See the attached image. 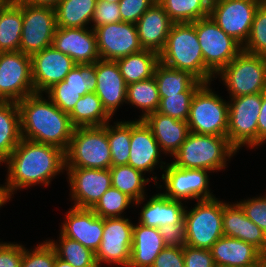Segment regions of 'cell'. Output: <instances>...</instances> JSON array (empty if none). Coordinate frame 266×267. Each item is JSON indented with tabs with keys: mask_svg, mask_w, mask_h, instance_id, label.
Wrapping results in <instances>:
<instances>
[{
	"mask_svg": "<svg viewBox=\"0 0 266 267\" xmlns=\"http://www.w3.org/2000/svg\"><path fill=\"white\" fill-rule=\"evenodd\" d=\"M3 163L8 168L5 184L11 196L18 189L36 184L48 187L56 175L66 170L65 151L25 138Z\"/></svg>",
	"mask_w": 266,
	"mask_h": 267,
	"instance_id": "obj_1",
	"label": "cell"
},
{
	"mask_svg": "<svg viewBox=\"0 0 266 267\" xmlns=\"http://www.w3.org/2000/svg\"><path fill=\"white\" fill-rule=\"evenodd\" d=\"M18 107L22 138L67 150L75 129L67 113L43 97V93L25 97Z\"/></svg>",
	"mask_w": 266,
	"mask_h": 267,
	"instance_id": "obj_2",
	"label": "cell"
},
{
	"mask_svg": "<svg viewBox=\"0 0 266 267\" xmlns=\"http://www.w3.org/2000/svg\"><path fill=\"white\" fill-rule=\"evenodd\" d=\"M159 60L168 67L189 71L203 83H209L215 78L204 65L201 46L192 23L172 25Z\"/></svg>",
	"mask_w": 266,
	"mask_h": 267,
	"instance_id": "obj_3",
	"label": "cell"
},
{
	"mask_svg": "<svg viewBox=\"0 0 266 267\" xmlns=\"http://www.w3.org/2000/svg\"><path fill=\"white\" fill-rule=\"evenodd\" d=\"M237 150L225 136L195 134L190 132L178 151L172 156L173 165L185 169L220 171ZM230 158V159H229Z\"/></svg>",
	"mask_w": 266,
	"mask_h": 267,
	"instance_id": "obj_4",
	"label": "cell"
},
{
	"mask_svg": "<svg viewBox=\"0 0 266 267\" xmlns=\"http://www.w3.org/2000/svg\"><path fill=\"white\" fill-rule=\"evenodd\" d=\"M111 166L107 123L99 127L75 128L65 151V167L110 169Z\"/></svg>",
	"mask_w": 266,
	"mask_h": 267,
	"instance_id": "obj_5",
	"label": "cell"
},
{
	"mask_svg": "<svg viewBox=\"0 0 266 267\" xmlns=\"http://www.w3.org/2000/svg\"><path fill=\"white\" fill-rule=\"evenodd\" d=\"M216 197L198 200L191 210L185 209L186 245L210 250L223 234V207Z\"/></svg>",
	"mask_w": 266,
	"mask_h": 267,
	"instance_id": "obj_6",
	"label": "cell"
},
{
	"mask_svg": "<svg viewBox=\"0 0 266 267\" xmlns=\"http://www.w3.org/2000/svg\"><path fill=\"white\" fill-rule=\"evenodd\" d=\"M203 83L195 92L187 120L189 130L195 134L227 137L228 103Z\"/></svg>",
	"mask_w": 266,
	"mask_h": 267,
	"instance_id": "obj_7",
	"label": "cell"
},
{
	"mask_svg": "<svg viewBox=\"0 0 266 267\" xmlns=\"http://www.w3.org/2000/svg\"><path fill=\"white\" fill-rule=\"evenodd\" d=\"M216 76L222 79L230 98L265 92L266 57L242 50Z\"/></svg>",
	"mask_w": 266,
	"mask_h": 267,
	"instance_id": "obj_8",
	"label": "cell"
},
{
	"mask_svg": "<svg viewBox=\"0 0 266 267\" xmlns=\"http://www.w3.org/2000/svg\"><path fill=\"white\" fill-rule=\"evenodd\" d=\"M201 46L204 65L216 78L241 51L242 46L208 16L192 23Z\"/></svg>",
	"mask_w": 266,
	"mask_h": 267,
	"instance_id": "obj_9",
	"label": "cell"
},
{
	"mask_svg": "<svg viewBox=\"0 0 266 267\" xmlns=\"http://www.w3.org/2000/svg\"><path fill=\"white\" fill-rule=\"evenodd\" d=\"M228 103L227 138L238 151L247 146H258V117L262 104V93L230 98Z\"/></svg>",
	"mask_w": 266,
	"mask_h": 267,
	"instance_id": "obj_10",
	"label": "cell"
},
{
	"mask_svg": "<svg viewBox=\"0 0 266 267\" xmlns=\"http://www.w3.org/2000/svg\"><path fill=\"white\" fill-rule=\"evenodd\" d=\"M261 4L260 0H215L210 4L209 16L243 47Z\"/></svg>",
	"mask_w": 266,
	"mask_h": 267,
	"instance_id": "obj_11",
	"label": "cell"
},
{
	"mask_svg": "<svg viewBox=\"0 0 266 267\" xmlns=\"http://www.w3.org/2000/svg\"><path fill=\"white\" fill-rule=\"evenodd\" d=\"M32 94L31 56L20 51L0 52V101L18 103Z\"/></svg>",
	"mask_w": 266,
	"mask_h": 267,
	"instance_id": "obj_12",
	"label": "cell"
},
{
	"mask_svg": "<svg viewBox=\"0 0 266 267\" xmlns=\"http://www.w3.org/2000/svg\"><path fill=\"white\" fill-rule=\"evenodd\" d=\"M22 19L20 52L32 56L52 46L57 28L54 8L22 3Z\"/></svg>",
	"mask_w": 266,
	"mask_h": 267,
	"instance_id": "obj_13",
	"label": "cell"
},
{
	"mask_svg": "<svg viewBox=\"0 0 266 267\" xmlns=\"http://www.w3.org/2000/svg\"><path fill=\"white\" fill-rule=\"evenodd\" d=\"M133 227L134 224L124 216L103 219L101 244L95 253L98 267H101L102 263L128 267L131 259Z\"/></svg>",
	"mask_w": 266,
	"mask_h": 267,
	"instance_id": "obj_14",
	"label": "cell"
},
{
	"mask_svg": "<svg viewBox=\"0 0 266 267\" xmlns=\"http://www.w3.org/2000/svg\"><path fill=\"white\" fill-rule=\"evenodd\" d=\"M164 196L172 200H207L215 198L209 189L211 171L205 169H185L167 163L163 169ZM208 172V173H207Z\"/></svg>",
	"mask_w": 266,
	"mask_h": 267,
	"instance_id": "obj_15",
	"label": "cell"
},
{
	"mask_svg": "<svg viewBox=\"0 0 266 267\" xmlns=\"http://www.w3.org/2000/svg\"><path fill=\"white\" fill-rule=\"evenodd\" d=\"M75 208L92 209L112 186L110 169L66 167Z\"/></svg>",
	"mask_w": 266,
	"mask_h": 267,
	"instance_id": "obj_16",
	"label": "cell"
},
{
	"mask_svg": "<svg viewBox=\"0 0 266 267\" xmlns=\"http://www.w3.org/2000/svg\"><path fill=\"white\" fill-rule=\"evenodd\" d=\"M102 60L116 61L143 50L135 24L117 22L93 29Z\"/></svg>",
	"mask_w": 266,
	"mask_h": 267,
	"instance_id": "obj_17",
	"label": "cell"
},
{
	"mask_svg": "<svg viewBox=\"0 0 266 267\" xmlns=\"http://www.w3.org/2000/svg\"><path fill=\"white\" fill-rule=\"evenodd\" d=\"M76 66L75 61L50 46L31 56L32 81L35 93H44L62 82Z\"/></svg>",
	"mask_w": 266,
	"mask_h": 267,
	"instance_id": "obj_18",
	"label": "cell"
},
{
	"mask_svg": "<svg viewBox=\"0 0 266 267\" xmlns=\"http://www.w3.org/2000/svg\"><path fill=\"white\" fill-rule=\"evenodd\" d=\"M52 47L71 57L76 64L95 63L100 60L95 32L91 27H57Z\"/></svg>",
	"mask_w": 266,
	"mask_h": 267,
	"instance_id": "obj_19",
	"label": "cell"
},
{
	"mask_svg": "<svg viewBox=\"0 0 266 267\" xmlns=\"http://www.w3.org/2000/svg\"><path fill=\"white\" fill-rule=\"evenodd\" d=\"M161 148L155 139L151 129L143 120L131 121V141L130 155L128 165L135 169L152 173L156 166L160 163V169H164L167 165L164 161H160ZM163 164V165H162Z\"/></svg>",
	"mask_w": 266,
	"mask_h": 267,
	"instance_id": "obj_20",
	"label": "cell"
},
{
	"mask_svg": "<svg viewBox=\"0 0 266 267\" xmlns=\"http://www.w3.org/2000/svg\"><path fill=\"white\" fill-rule=\"evenodd\" d=\"M69 210L66 213V220L61 225L60 233L96 253L103 235V218L92 209L71 207Z\"/></svg>",
	"mask_w": 266,
	"mask_h": 267,
	"instance_id": "obj_21",
	"label": "cell"
},
{
	"mask_svg": "<svg viewBox=\"0 0 266 267\" xmlns=\"http://www.w3.org/2000/svg\"><path fill=\"white\" fill-rule=\"evenodd\" d=\"M97 85L95 93L106 112L113 117L117 108L126 103L127 85L116 61L98 60L95 62Z\"/></svg>",
	"mask_w": 266,
	"mask_h": 267,
	"instance_id": "obj_22",
	"label": "cell"
},
{
	"mask_svg": "<svg viewBox=\"0 0 266 267\" xmlns=\"http://www.w3.org/2000/svg\"><path fill=\"white\" fill-rule=\"evenodd\" d=\"M216 267H257L266 257L243 240L220 237L211 247Z\"/></svg>",
	"mask_w": 266,
	"mask_h": 267,
	"instance_id": "obj_23",
	"label": "cell"
},
{
	"mask_svg": "<svg viewBox=\"0 0 266 267\" xmlns=\"http://www.w3.org/2000/svg\"><path fill=\"white\" fill-rule=\"evenodd\" d=\"M173 24L163 7L155 2L135 24L143 49L160 54Z\"/></svg>",
	"mask_w": 266,
	"mask_h": 267,
	"instance_id": "obj_24",
	"label": "cell"
},
{
	"mask_svg": "<svg viewBox=\"0 0 266 267\" xmlns=\"http://www.w3.org/2000/svg\"><path fill=\"white\" fill-rule=\"evenodd\" d=\"M223 234L252 244L266 257V233L246 217L237 202L223 207Z\"/></svg>",
	"mask_w": 266,
	"mask_h": 267,
	"instance_id": "obj_25",
	"label": "cell"
},
{
	"mask_svg": "<svg viewBox=\"0 0 266 267\" xmlns=\"http://www.w3.org/2000/svg\"><path fill=\"white\" fill-rule=\"evenodd\" d=\"M151 129L162 153L173 156L190 133L187 121L154 112L142 119Z\"/></svg>",
	"mask_w": 266,
	"mask_h": 267,
	"instance_id": "obj_26",
	"label": "cell"
},
{
	"mask_svg": "<svg viewBox=\"0 0 266 267\" xmlns=\"http://www.w3.org/2000/svg\"><path fill=\"white\" fill-rule=\"evenodd\" d=\"M185 207L182 201L157 193L141 208L138 223L158 229L165 225L180 224L184 220Z\"/></svg>",
	"mask_w": 266,
	"mask_h": 267,
	"instance_id": "obj_27",
	"label": "cell"
},
{
	"mask_svg": "<svg viewBox=\"0 0 266 267\" xmlns=\"http://www.w3.org/2000/svg\"><path fill=\"white\" fill-rule=\"evenodd\" d=\"M166 247L160 230L137 223L133 227L131 259L128 267H151Z\"/></svg>",
	"mask_w": 266,
	"mask_h": 267,
	"instance_id": "obj_28",
	"label": "cell"
},
{
	"mask_svg": "<svg viewBox=\"0 0 266 267\" xmlns=\"http://www.w3.org/2000/svg\"><path fill=\"white\" fill-rule=\"evenodd\" d=\"M154 78L160 98L178 95L181 92H196L203 84L189 71L174 69L161 62L155 68Z\"/></svg>",
	"mask_w": 266,
	"mask_h": 267,
	"instance_id": "obj_29",
	"label": "cell"
},
{
	"mask_svg": "<svg viewBox=\"0 0 266 267\" xmlns=\"http://www.w3.org/2000/svg\"><path fill=\"white\" fill-rule=\"evenodd\" d=\"M111 183L112 187L118 189L122 193L130 197L134 203L138 206L146 199L145 186L150 180H155V186L157 185V175L151 178H144L142 171L133 168L130 165L111 166Z\"/></svg>",
	"mask_w": 266,
	"mask_h": 267,
	"instance_id": "obj_30",
	"label": "cell"
},
{
	"mask_svg": "<svg viewBox=\"0 0 266 267\" xmlns=\"http://www.w3.org/2000/svg\"><path fill=\"white\" fill-rule=\"evenodd\" d=\"M21 139L18 103L0 101V162L2 164L17 147Z\"/></svg>",
	"mask_w": 266,
	"mask_h": 267,
	"instance_id": "obj_31",
	"label": "cell"
},
{
	"mask_svg": "<svg viewBox=\"0 0 266 267\" xmlns=\"http://www.w3.org/2000/svg\"><path fill=\"white\" fill-rule=\"evenodd\" d=\"M120 73L126 85L154 77V71L159 60V54L143 49L116 60Z\"/></svg>",
	"mask_w": 266,
	"mask_h": 267,
	"instance_id": "obj_32",
	"label": "cell"
},
{
	"mask_svg": "<svg viewBox=\"0 0 266 267\" xmlns=\"http://www.w3.org/2000/svg\"><path fill=\"white\" fill-rule=\"evenodd\" d=\"M23 27L22 2L0 7V52H17Z\"/></svg>",
	"mask_w": 266,
	"mask_h": 267,
	"instance_id": "obj_33",
	"label": "cell"
},
{
	"mask_svg": "<svg viewBox=\"0 0 266 267\" xmlns=\"http://www.w3.org/2000/svg\"><path fill=\"white\" fill-rule=\"evenodd\" d=\"M97 1L61 0L55 8L57 27L86 28L91 24Z\"/></svg>",
	"mask_w": 266,
	"mask_h": 267,
	"instance_id": "obj_34",
	"label": "cell"
},
{
	"mask_svg": "<svg viewBox=\"0 0 266 267\" xmlns=\"http://www.w3.org/2000/svg\"><path fill=\"white\" fill-rule=\"evenodd\" d=\"M72 125L77 127H99L112 118L104 109L96 93L83 95L68 114Z\"/></svg>",
	"mask_w": 266,
	"mask_h": 267,
	"instance_id": "obj_35",
	"label": "cell"
},
{
	"mask_svg": "<svg viewBox=\"0 0 266 267\" xmlns=\"http://www.w3.org/2000/svg\"><path fill=\"white\" fill-rule=\"evenodd\" d=\"M174 23H193L209 16V0H158Z\"/></svg>",
	"mask_w": 266,
	"mask_h": 267,
	"instance_id": "obj_36",
	"label": "cell"
},
{
	"mask_svg": "<svg viewBox=\"0 0 266 267\" xmlns=\"http://www.w3.org/2000/svg\"><path fill=\"white\" fill-rule=\"evenodd\" d=\"M126 103L141 108L139 120L157 111L160 103L158 86L154 77L127 85Z\"/></svg>",
	"mask_w": 266,
	"mask_h": 267,
	"instance_id": "obj_37",
	"label": "cell"
},
{
	"mask_svg": "<svg viewBox=\"0 0 266 267\" xmlns=\"http://www.w3.org/2000/svg\"><path fill=\"white\" fill-rule=\"evenodd\" d=\"M59 239L58 242L57 240H48L54 247L58 258L70 263L73 267H98L95 253L91 249L61 233Z\"/></svg>",
	"mask_w": 266,
	"mask_h": 267,
	"instance_id": "obj_38",
	"label": "cell"
},
{
	"mask_svg": "<svg viewBox=\"0 0 266 267\" xmlns=\"http://www.w3.org/2000/svg\"><path fill=\"white\" fill-rule=\"evenodd\" d=\"M107 139L111 151L112 166L127 165L130 155L131 120L107 123Z\"/></svg>",
	"mask_w": 266,
	"mask_h": 267,
	"instance_id": "obj_39",
	"label": "cell"
},
{
	"mask_svg": "<svg viewBox=\"0 0 266 267\" xmlns=\"http://www.w3.org/2000/svg\"><path fill=\"white\" fill-rule=\"evenodd\" d=\"M97 85L95 63L76 64L62 82L54 84L50 89H73L82 91V96L95 93Z\"/></svg>",
	"mask_w": 266,
	"mask_h": 267,
	"instance_id": "obj_40",
	"label": "cell"
},
{
	"mask_svg": "<svg viewBox=\"0 0 266 267\" xmlns=\"http://www.w3.org/2000/svg\"><path fill=\"white\" fill-rule=\"evenodd\" d=\"M134 201L126 194L114 187H110L92 208V210L103 219L123 217V212L129 208Z\"/></svg>",
	"mask_w": 266,
	"mask_h": 267,
	"instance_id": "obj_41",
	"label": "cell"
},
{
	"mask_svg": "<svg viewBox=\"0 0 266 267\" xmlns=\"http://www.w3.org/2000/svg\"><path fill=\"white\" fill-rule=\"evenodd\" d=\"M242 50L266 57V3H262L258 7L252 22L249 38Z\"/></svg>",
	"mask_w": 266,
	"mask_h": 267,
	"instance_id": "obj_42",
	"label": "cell"
},
{
	"mask_svg": "<svg viewBox=\"0 0 266 267\" xmlns=\"http://www.w3.org/2000/svg\"><path fill=\"white\" fill-rule=\"evenodd\" d=\"M195 92H181L178 95H168L160 98L157 112L187 121L190 114V105Z\"/></svg>",
	"mask_w": 266,
	"mask_h": 267,
	"instance_id": "obj_43",
	"label": "cell"
},
{
	"mask_svg": "<svg viewBox=\"0 0 266 267\" xmlns=\"http://www.w3.org/2000/svg\"><path fill=\"white\" fill-rule=\"evenodd\" d=\"M56 256V251L48 240L38 244L33 251L23 246L21 267H53Z\"/></svg>",
	"mask_w": 266,
	"mask_h": 267,
	"instance_id": "obj_44",
	"label": "cell"
},
{
	"mask_svg": "<svg viewBox=\"0 0 266 267\" xmlns=\"http://www.w3.org/2000/svg\"><path fill=\"white\" fill-rule=\"evenodd\" d=\"M237 203L244 210L247 218L253 221L266 233V194L264 196L244 199Z\"/></svg>",
	"mask_w": 266,
	"mask_h": 267,
	"instance_id": "obj_45",
	"label": "cell"
},
{
	"mask_svg": "<svg viewBox=\"0 0 266 267\" xmlns=\"http://www.w3.org/2000/svg\"><path fill=\"white\" fill-rule=\"evenodd\" d=\"M156 0H120L119 12L122 22L136 24Z\"/></svg>",
	"mask_w": 266,
	"mask_h": 267,
	"instance_id": "obj_46",
	"label": "cell"
},
{
	"mask_svg": "<svg viewBox=\"0 0 266 267\" xmlns=\"http://www.w3.org/2000/svg\"><path fill=\"white\" fill-rule=\"evenodd\" d=\"M91 22L92 29L105 24L122 22L118 3L98 0Z\"/></svg>",
	"mask_w": 266,
	"mask_h": 267,
	"instance_id": "obj_47",
	"label": "cell"
},
{
	"mask_svg": "<svg viewBox=\"0 0 266 267\" xmlns=\"http://www.w3.org/2000/svg\"><path fill=\"white\" fill-rule=\"evenodd\" d=\"M49 98L59 109L69 114L82 97V91L73 89H48L46 92Z\"/></svg>",
	"mask_w": 266,
	"mask_h": 267,
	"instance_id": "obj_48",
	"label": "cell"
},
{
	"mask_svg": "<svg viewBox=\"0 0 266 267\" xmlns=\"http://www.w3.org/2000/svg\"><path fill=\"white\" fill-rule=\"evenodd\" d=\"M184 267H216L211 250L183 246Z\"/></svg>",
	"mask_w": 266,
	"mask_h": 267,
	"instance_id": "obj_49",
	"label": "cell"
},
{
	"mask_svg": "<svg viewBox=\"0 0 266 267\" xmlns=\"http://www.w3.org/2000/svg\"><path fill=\"white\" fill-rule=\"evenodd\" d=\"M151 267H184L183 247L166 246Z\"/></svg>",
	"mask_w": 266,
	"mask_h": 267,
	"instance_id": "obj_50",
	"label": "cell"
},
{
	"mask_svg": "<svg viewBox=\"0 0 266 267\" xmlns=\"http://www.w3.org/2000/svg\"><path fill=\"white\" fill-rule=\"evenodd\" d=\"M23 245L5 242L0 247V267H21Z\"/></svg>",
	"mask_w": 266,
	"mask_h": 267,
	"instance_id": "obj_51",
	"label": "cell"
},
{
	"mask_svg": "<svg viewBox=\"0 0 266 267\" xmlns=\"http://www.w3.org/2000/svg\"><path fill=\"white\" fill-rule=\"evenodd\" d=\"M159 230L166 246L183 247L186 245L184 220L180 224L162 226Z\"/></svg>",
	"mask_w": 266,
	"mask_h": 267,
	"instance_id": "obj_52",
	"label": "cell"
},
{
	"mask_svg": "<svg viewBox=\"0 0 266 267\" xmlns=\"http://www.w3.org/2000/svg\"><path fill=\"white\" fill-rule=\"evenodd\" d=\"M258 146L266 142V91L262 92V104L258 117Z\"/></svg>",
	"mask_w": 266,
	"mask_h": 267,
	"instance_id": "obj_53",
	"label": "cell"
},
{
	"mask_svg": "<svg viewBox=\"0 0 266 267\" xmlns=\"http://www.w3.org/2000/svg\"><path fill=\"white\" fill-rule=\"evenodd\" d=\"M20 1L24 4H29L32 6L50 7L55 9L61 0H20Z\"/></svg>",
	"mask_w": 266,
	"mask_h": 267,
	"instance_id": "obj_54",
	"label": "cell"
},
{
	"mask_svg": "<svg viewBox=\"0 0 266 267\" xmlns=\"http://www.w3.org/2000/svg\"><path fill=\"white\" fill-rule=\"evenodd\" d=\"M11 199V195L8 192L7 186L5 185H0V208L2 205L6 204L9 202L8 200Z\"/></svg>",
	"mask_w": 266,
	"mask_h": 267,
	"instance_id": "obj_55",
	"label": "cell"
},
{
	"mask_svg": "<svg viewBox=\"0 0 266 267\" xmlns=\"http://www.w3.org/2000/svg\"><path fill=\"white\" fill-rule=\"evenodd\" d=\"M53 267H73V266L70 263H67L56 256V260Z\"/></svg>",
	"mask_w": 266,
	"mask_h": 267,
	"instance_id": "obj_56",
	"label": "cell"
},
{
	"mask_svg": "<svg viewBox=\"0 0 266 267\" xmlns=\"http://www.w3.org/2000/svg\"><path fill=\"white\" fill-rule=\"evenodd\" d=\"M16 2V0H0V7H6L12 5Z\"/></svg>",
	"mask_w": 266,
	"mask_h": 267,
	"instance_id": "obj_57",
	"label": "cell"
},
{
	"mask_svg": "<svg viewBox=\"0 0 266 267\" xmlns=\"http://www.w3.org/2000/svg\"><path fill=\"white\" fill-rule=\"evenodd\" d=\"M257 267H266V258Z\"/></svg>",
	"mask_w": 266,
	"mask_h": 267,
	"instance_id": "obj_58",
	"label": "cell"
},
{
	"mask_svg": "<svg viewBox=\"0 0 266 267\" xmlns=\"http://www.w3.org/2000/svg\"><path fill=\"white\" fill-rule=\"evenodd\" d=\"M102 1H105V2H113V3H119L120 0H102Z\"/></svg>",
	"mask_w": 266,
	"mask_h": 267,
	"instance_id": "obj_59",
	"label": "cell"
}]
</instances>
